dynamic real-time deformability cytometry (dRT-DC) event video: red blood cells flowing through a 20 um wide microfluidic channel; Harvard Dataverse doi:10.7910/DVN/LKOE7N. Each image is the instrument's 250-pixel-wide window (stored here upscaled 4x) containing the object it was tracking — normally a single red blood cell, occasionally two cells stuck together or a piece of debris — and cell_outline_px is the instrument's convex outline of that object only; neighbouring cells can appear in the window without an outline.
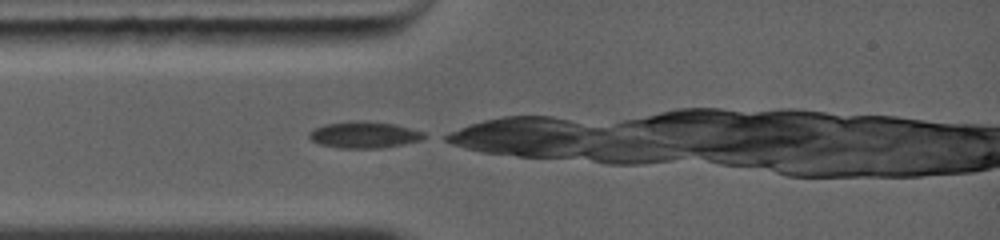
{"species": "common noctule bat (a hibernating species)", "species_latin": "Nyctalus noctula", "temperature_condition": "warm", "stored_images_in_passage": 16, "camera_frame_rate_fps": 5000, "um_per_image_px": 0.085, "animal": {"sex": "female", "body_mass_g": 19.0, "forearm_length_mm": 56.7}, "frame": {"image": 1, "passage_image": 1, "time_ms": 0.0, "image_size_px": [1000, 240], "cell_outline_px": [[432, 136], [424, 140], [404, 144], [380, 148], [340, 148], [320, 144], [312, 140], [308, 136], [308, 132], [324, 124], [392, 124], [424, 132]], "centroid_in_image_um": [31.04, 11.53], "position_along_channel_um": 54.0, "area_um2": 16.82}}